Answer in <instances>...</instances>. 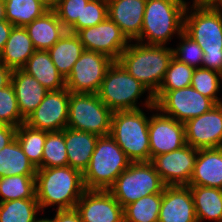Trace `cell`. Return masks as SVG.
Returning <instances> with one entry per match:
<instances>
[{
	"label": "cell",
	"mask_w": 222,
	"mask_h": 222,
	"mask_svg": "<svg viewBox=\"0 0 222 222\" xmlns=\"http://www.w3.org/2000/svg\"><path fill=\"white\" fill-rule=\"evenodd\" d=\"M83 174L70 166L41 168L36 171V198L42 211L74 209L85 191Z\"/></svg>",
	"instance_id": "6da1fadb"
},
{
	"label": "cell",
	"mask_w": 222,
	"mask_h": 222,
	"mask_svg": "<svg viewBox=\"0 0 222 222\" xmlns=\"http://www.w3.org/2000/svg\"><path fill=\"white\" fill-rule=\"evenodd\" d=\"M184 32L203 50L202 67L222 74V7L186 8Z\"/></svg>",
	"instance_id": "7a4b0ae2"
},
{
	"label": "cell",
	"mask_w": 222,
	"mask_h": 222,
	"mask_svg": "<svg viewBox=\"0 0 222 222\" xmlns=\"http://www.w3.org/2000/svg\"><path fill=\"white\" fill-rule=\"evenodd\" d=\"M134 43L136 44L129 43L117 61L154 95L167 72L173 57V48L166 45Z\"/></svg>",
	"instance_id": "3957f363"
},
{
	"label": "cell",
	"mask_w": 222,
	"mask_h": 222,
	"mask_svg": "<svg viewBox=\"0 0 222 222\" xmlns=\"http://www.w3.org/2000/svg\"><path fill=\"white\" fill-rule=\"evenodd\" d=\"M188 4L185 0H146L143 25L136 42L166 45L174 34L179 36L184 31Z\"/></svg>",
	"instance_id": "277c9868"
},
{
	"label": "cell",
	"mask_w": 222,
	"mask_h": 222,
	"mask_svg": "<svg viewBox=\"0 0 222 222\" xmlns=\"http://www.w3.org/2000/svg\"><path fill=\"white\" fill-rule=\"evenodd\" d=\"M145 91L148 92V96L144 105L155 111L156 105L149 90L130 75L118 61H114L106 71L97 95L113 112L132 111L141 109L137 106V99H140Z\"/></svg>",
	"instance_id": "5b68a950"
},
{
	"label": "cell",
	"mask_w": 222,
	"mask_h": 222,
	"mask_svg": "<svg viewBox=\"0 0 222 222\" xmlns=\"http://www.w3.org/2000/svg\"><path fill=\"white\" fill-rule=\"evenodd\" d=\"M132 161L110 136H99L88 168L83 173L87 190H108Z\"/></svg>",
	"instance_id": "8992f818"
},
{
	"label": "cell",
	"mask_w": 222,
	"mask_h": 222,
	"mask_svg": "<svg viewBox=\"0 0 222 222\" xmlns=\"http://www.w3.org/2000/svg\"><path fill=\"white\" fill-rule=\"evenodd\" d=\"M149 122L142 109L112 114L109 135L132 162H150Z\"/></svg>",
	"instance_id": "52a82bcc"
},
{
	"label": "cell",
	"mask_w": 222,
	"mask_h": 222,
	"mask_svg": "<svg viewBox=\"0 0 222 222\" xmlns=\"http://www.w3.org/2000/svg\"><path fill=\"white\" fill-rule=\"evenodd\" d=\"M165 185L151 162H132L108 189L124 208L141 197L163 193Z\"/></svg>",
	"instance_id": "ba28073f"
},
{
	"label": "cell",
	"mask_w": 222,
	"mask_h": 222,
	"mask_svg": "<svg viewBox=\"0 0 222 222\" xmlns=\"http://www.w3.org/2000/svg\"><path fill=\"white\" fill-rule=\"evenodd\" d=\"M112 114L97 94L70 92L67 127L106 136L110 134Z\"/></svg>",
	"instance_id": "9c48e42d"
},
{
	"label": "cell",
	"mask_w": 222,
	"mask_h": 222,
	"mask_svg": "<svg viewBox=\"0 0 222 222\" xmlns=\"http://www.w3.org/2000/svg\"><path fill=\"white\" fill-rule=\"evenodd\" d=\"M113 62L105 54L85 50L65 78L67 90L73 93L97 94L106 71Z\"/></svg>",
	"instance_id": "30bf717a"
},
{
	"label": "cell",
	"mask_w": 222,
	"mask_h": 222,
	"mask_svg": "<svg viewBox=\"0 0 222 222\" xmlns=\"http://www.w3.org/2000/svg\"><path fill=\"white\" fill-rule=\"evenodd\" d=\"M156 111L173 117L181 123L198 117L209 111L216 104L192 86L166 91L156 102Z\"/></svg>",
	"instance_id": "8fae6325"
},
{
	"label": "cell",
	"mask_w": 222,
	"mask_h": 222,
	"mask_svg": "<svg viewBox=\"0 0 222 222\" xmlns=\"http://www.w3.org/2000/svg\"><path fill=\"white\" fill-rule=\"evenodd\" d=\"M198 149L184 145L178 150L155 156L151 163L165 186H188Z\"/></svg>",
	"instance_id": "7c38bea8"
},
{
	"label": "cell",
	"mask_w": 222,
	"mask_h": 222,
	"mask_svg": "<svg viewBox=\"0 0 222 222\" xmlns=\"http://www.w3.org/2000/svg\"><path fill=\"white\" fill-rule=\"evenodd\" d=\"M85 50L107 55L117 61L130 41L119 26L108 17L96 26L87 27L77 33Z\"/></svg>",
	"instance_id": "4fadbf2b"
},
{
	"label": "cell",
	"mask_w": 222,
	"mask_h": 222,
	"mask_svg": "<svg viewBox=\"0 0 222 222\" xmlns=\"http://www.w3.org/2000/svg\"><path fill=\"white\" fill-rule=\"evenodd\" d=\"M70 92L67 88L48 91L38 107L25 119L31 128L47 132L67 127Z\"/></svg>",
	"instance_id": "5bb4252c"
},
{
	"label": "cell",
	"mask_w": 222,
	"mask_h": 222,
	"mask_svg": "<svg viewBox=\"0 0 222 222\" xmlns=\"http://www.w3.org/2000/svg\"><path fill=\"white\" fill-rule=\"evenodd\" d=\"M150 162L157 156L178 150L186 145L184 123L163 113L150 116L148 125Z\"/></svg>",
	"instance_id": "9a60e30c"
},
{
	"label": "cell",
	"mask_w": 222,
	"mask_h": 222,
	"mask_svg": "<svg viewBox=\"0 0 222 222\" xmlns=\"http://www.w3.org/2000/svg\"><path fill=\"white\" fill-rule=\"evenodd\" d=\"M186 144L195 149L218 148L222 142V103L184 123Z\"/></svg>",
	"instance_id": "2e32d148"
},
{
	"label": "cell",
	"mask_w": 222,
	"mask_h": 222,
	"mask_svg": "<svg viewBox=\"0 0 222 222\" xmlns=\"http://www.w3.org/2000/svg\"><path fill=\"white\" fill-rule=\"evenodd\" d=\"M82 222H124L123 207L108 190H85L75 208Z\"/></svg>",
	"instance_id": "e0dca14e"
},
{
	"label": "cell",
	"mask_w": 222,
	"mask_h": 222,
	"mask_svg": "<svg viewBox=\"0 0 222 222\" xmlns=\"http://www.w3.org/2000/svg\"><path fill=\"white\" fill-rule=\"evenodd\" d=\"M158 222H198L189 186H165Z\"/></svg>",
	"instance_id": "ac0fdd59"
},
{
	"label": "cell",
	"mask_w": 222,
	"mask_h": 222,
	"mask_svg": "<svg viewBox=\"0 0 222 222\" xmlns=\"http://www.w3.org/2000/svg\"><path fill=\"white\" fill-rule=\"evenodd\" d=\"M108 18L115 22L126 38L136 41L141 33L146 0H107Z\"/></svg>",
	"instance_id": "d6986e66"
},
{
	"label": "cell",
	"mask_w": 222,
	"mask_h": 222,
	"mask_svg": "<svg viewBox=\"0 0 222 222\" xmlns=\"http://www.w3.org/2000/svg\"><path fill=\"white\" fill-rule=\"evenodd\" d=\"M188 185L222 189V149H199Z\"/></svg>",
	"instance_id": "ffe728a7"
},
{
	"label": "cell",
	"mask_w": 222,
	"mask_h": 222,
	"mask_svg": "<svg viewBox=\"0 0 222 222\" xmlns=\"http://www.w3.org/2000/svg\"><path fill=\"white\" fill-rule=\"evenodd\" d=\"M11 84L15 90L21 116L26 119L42 102L48 91L37 79L22 69L12 71Z\"/></svg>",
	"instance_id": "44dd1931"
},
{
	"label": "cell",
	"mask_w": 222,
	"mask_h": 222,
	"mask_svg": "<svg viewBox=\"0 0 222 222\" xmlns=\"http://www.w3.org/2000/svg\"><path fill=\"white\" fill-rule=\"evenodd\" d=\"M98 137L86 131H78L69 127L64 128L68 166L79 170L83 174L89 166Z\"/></svg>",
	"instance_id": "7402d4cb"
},
{
	"label": "cell",
	"mask_w": 222,
	"mask_h": 222,
	"mask_svg": "<svg viewBox=\"0 0 222 222\" xmlns=\"http://www.w3.org/2000/svg\"><path fill=\"white\" fill-rule=\"evenodd\" d=\"M25 28L34 48L44 51H48L67 31L53 9H49Z\"/></svg>",
	"instance_id": "603a6c76"
},
{
	"label": "cell",
	"mask_w": 222,
	"mask_h": 222,
	"mask_svg": "<svg viewBox=\"0 0 222 222\" xmlns=\"http://www.w3.org/2000/svg\"><path fill=\"white\" fill-rule=\"evenodd\" d=\"M22 70L37 79L47 91L66 88V80L57 70L48 51L36 50Z\"/></svg>",
	"instance_id": "cb8c5ba5"
},
{
	"label": "cell",
	"mask_w": 222,
	"mask_h": 222,
	"mask_svg": "<svg viewBox=\"0 0 222 222\" xmlns=\"http://www.w3.org/2000/svg\"><path fill=\"white\" fill-rule=\"evenodd\" d=\"M36 51L25 27L13 26L0 53V61L9 69H22Z\"/></svg>",
	"instance_id": "d4e9b609"
},
{
	"label": "cell",
	"mask_w": 222,
	"mask_h": 222,
	"mask_svg": "<svg viewBox=\"0 0 222 222\" xmlns=\"http://www.w3.org/2000/svg\"><path fill=\"white\" fill-rule=\"evenodd\" d=\"M85 51L76 33L66 31L65 34L48 50L57 70L66 78Z\"/></svg>",
	"instance_id": "484cf974"
},
{
	"label": "cell",
	"mask_w": 222,
	"mask_h": 222,
	"mask_svg": "<svg viewBox=\"0 0 222 222\" xmlns=\"http://www.w3.org/2000/svg\"><path fill=\"white\" fill-rule=\"evenodd\" d=\"M193 197L198 222L204 219L222 222V189L188 185Z\"/></svg>",
	"instance_id": "4316f807"
},
{
	"label": "cell",
	"mask_w": 222,
	"mask_h": 222,
	"mask_svg": "<svg viewBox=\"0 0 222 222\" xmlns=\"http://www.w3.org/2000/svg\"><path fill=\"white\" fill-rule=\"evenodd\" d=\"M37 169L24 154L16 138L0 150V177L36 175Z\"/></svg>",
	"instance_id": "83f0119b"
},
{
	"label": "cell",
	"mask_w": 222,
	"mask_h": 222,
	"mask_svg": "<svg viewBox=\"0 0 222 222\" xmlns=\"http://www.w3.org/2000/svg\"><path fill=\"white\" fill-rule=\"evenodd\" d=\"M5 18L13 26L25 27L49 8L39 0H4Z\"/></svg>",
	"instance_id": "f1b7e54d"
},
{
	"label": "cell",
	"mask_w": 222,
	"mask_h": 222,
	"mask_svg": "<svg viewBox=\"0 0 222 222\" xmlns=\"http://www.w3.org/2000/svg\"><path fill=\"white\" fill-rule=\"evenodd\" d=\"M15 138L29 161L36 169H41L46 131L31 128L23 123L17 127Z\"/></svg>",
	"instance_id": "f546056e"
},
{
	"label": "cell",
	"mask_w": 222,
	"mask_h": 222,
	"mask_svg": "<svg viewBox=\"0 0 222 222\" xmlns=\"http://www.w3.org/2000/svg\"><path fill=\"white\" fill-rule=\"evenodd\" d=\"M0 198V202L36 198V175L0 177Z\"/></svg>",
	"instance_id": "4dcf8cb0"
},
{
	"label": "cell",
	"mask_w": 222,
	"mask_h": 222,
	"mask_svg": "<svg viewBox=\"0 0 222 222\" xmlns=\"http://www.w3.org/2000/svg\"><path fill=\"white\" fill-rule=\"evenodd\" d=\"M41 211L37 198L0 202V222H37Z\"/></svg>",
	"instance_id": "1f68e13d"
},
{
	"label": "cell",
	"mask_w": 222,
	"mask_h": 222,
	"mask_svg": "<svg viewBox=\"0 0 222 222\" xmlns=\"http://www.w3.org/2000/svg\"><path fill=\"white\" fill-rule=\"evenodd\" d=\"M162 193L141 197L123 208L124 222H158Z\"/></svg>",
	"instance_id": "d6a6232c"
},
{
	"label": "cell",
	"mask_w": 222,
	"mask_h": 222,
	"mask_svg": "<svg viewBox=\"0 0 222 222\" xmlns=\"http://www.w3.org/2000/svg\"><path fill=\"white\" fill-rule=\"evenodd\" d=\"M193 72V67L172 57L164 79L158 91L153 95L154 102H156L166 91L178 90L191 86Z\"/></svg>",
	"instance_id": "836d02e7"
},
{
	"label": "cell",
	"mask_w": 222,
	"mask_h": 222,
	"mask_svg": "<svg viewBox=\"0 0 222 222\" xmlns=\"http://www.w3.org/2000/svg\"><path fill=\"white\" fill-rule=\"evenodd\" d=\"M64 129L61 131H46L42 168L68 166V156L65 147Z\"/></svg>",
	"instance_id": "e575fe53"
},
{
	"label": "cell",
	"mask_w": 222,
	"mask_h": 222,
	"mask_svg": "<svg viewBox=\"0 0 222 222\" xmlns=\"http://www.w3.org/2000/svg\"><path fill=\"white\" fill-rule=\"evenodd\" d=\"M222 74L208 68H196L192 75L191 86L203 96L210 98L215 104L222 103L217 96L220 91Z\"/></svg>",
	"instance_id": "d590c367"
},
{
	"label": "cell",
	"mask_w": 222,
	"mask_h": 222,
	"mask_svg": "<svg viewBox=\"0 0 222 222\" xmlns=\"http://www.w3.org/2000/svg\"><path fill=\"white\" fill-rule=\"evenodd\" d=\"M25 123L18 108L16 94L13 85L0 90V124L19 127Z\"/></svg>",
	"instance_id": "8d00e7d4"
},
{
	"label": "cell",
	"mask_w": 222,
	"mask_h": 222,
	"mask_svg": "<svg viewBox=\"0 0 222 222\" xmlns=\"http://www.w3.org/2000/svg\"><path fill=\"white\" fill-rule=\"evenodd\" d=\"M107 0H89L82 12V21H76L67 31L77 33L87 27L96 26L108 17Z\"/></svg>",
	"instance_id": "74e56055"
},
{
	"label": "cell",
	"mask_w": 222,
	"mask_h": 222,
	"mask_svg": "<svg viewBox=\"0 0 222 222\" xmlns=\"http://www.w3.org/2000/svg\"><path fill=\"white\" fill-rule=\"evenodd\" d=\"M178 38L182 42L177 48L172 49L173 57L194 69L201 68L202 57L204 55L201 47L184 31L178 36Z\"/></svg>",
	"instance_id": "f35d334b"
},
{
	"label": "cell",
	"mask_w": 222,
	"mask_h": 222,
	"mask_svg": "<svg viewBox=\"0 0 222 222\" xmlns=\"http://www.w3.org/2000/svg\"><path fill=\"white\" fill-rule=\"evenodd\" d=\"M89 0H56L52 8L68 30L76 21H82V12Z\"/></svg>",
	"instance_id": "ab89813d"
},
{
	"label": "cell",
	"mask_w": 222,
	"mask_h": 222,
	"mask_svg": "<svg viewBox=\"0 0 222 222\" xmlns=\"http://www.w3.org/2000/svg\"><path fill=\"white\" fill-rule=\"evenodd\" d=\"M52 222H82L79 212L74 209L57 210Z\"/></svg>",
	"instance_id": "60d3db41"
},
{
	"label": "cell",
	"mask_w": 222,
	"mask_h": 222,
	"mask_svg": "<svg viewBox=\"0 0 222 222\" xmlns=\"http://www.w3.org/2000/svg\"><path fill=\"white\" fill-rule=\"evenodd\" d=\"M16 130L17 127L7 124H0V150L15 139Z\"/></svg>",
	"instance_id": "b9f144b4"
},
{
	"label": "cell",
	"mask_w": 222,
	"mask_h": 222,
	"mask_svg": "<svg viewBox=\"0 0 222 222\" xmlns=\"http://www.w3.org/2000/svg\"><path fill=\"white\" fill-rule=\"evenodd\" d=\"M13 28V25L7 20L0 21V53L2 52L8 38L9 34Z\"/></svg>",
	"instance_id": "7bdbcfd3"
},
{
	"label": "cell",
	"mask_w": 222,
	"mask_h": 222,
	"mask_svg": "<svg viewBox=\"0 0 222 222\" xmlns=\"http://www.w3.org/2000/svg\"><path fill=\"white\" fill-rule=\"evenodd\" d=\"M12 70L0 61V90L11 83Z\"/></svg>",
	"instance_id": "ee69618b"
},
{
	"label": "cell",
	"mask_w": 222,
	"mask_h": 222,
	"mask_svg": "<svg viewBox=\"0 0 222 222\" xmlns=\"http://www.w3.org/2000/svg\"><path fill=\"white\" fill-rule=\"evenodd\" d=\"M191 8L222 7V0H192Z\"/></svg>",
	"instance_id": "f6af8a7d"
},
{
	"label": "cell",
	"mask_w": 222,
	"mask_h": 222,
	"mask_svg": "<svg viewBox=\"0 0 222 222\" xmlns=\"http://www.w3.org/2000/svg\"><path fill=\"white\" fill-rule=\"evenodd\" d=\"M6 20L5 18V2L0 0V21Z\"/></svg>",
	"instance_id": "bcb514c9"
},
{
	"label": "cell",
	"mask_w": 222,
	"mask_h": 222,
	"mask_svg": "<svg viewBox=\"0 0 222 222\" xmlns=\"http://www.w3.org/2000/svg\"><path fill=\"white\" fill-rule=\"evenodd\" d=\"M44 3L49 9H52L56 3V0H39Z\"/></svg>",
	"instance_id": "7dc6e473"
},
{
	"label": "cell",
	"mask_w": 222,
	"mask_h": 222,
	"mask_svg": "<svg viewBox=\"0 0 222 222\" xmlns=\"http://www.w3.org/2000/svg\"><path fill=\"white\" fill-rule=\"evenodd\" d=\"M37 222H52V221L48 218H40Z\"/></svg>",
	"instance_id": "c3c4849f"
}]
</instances>
